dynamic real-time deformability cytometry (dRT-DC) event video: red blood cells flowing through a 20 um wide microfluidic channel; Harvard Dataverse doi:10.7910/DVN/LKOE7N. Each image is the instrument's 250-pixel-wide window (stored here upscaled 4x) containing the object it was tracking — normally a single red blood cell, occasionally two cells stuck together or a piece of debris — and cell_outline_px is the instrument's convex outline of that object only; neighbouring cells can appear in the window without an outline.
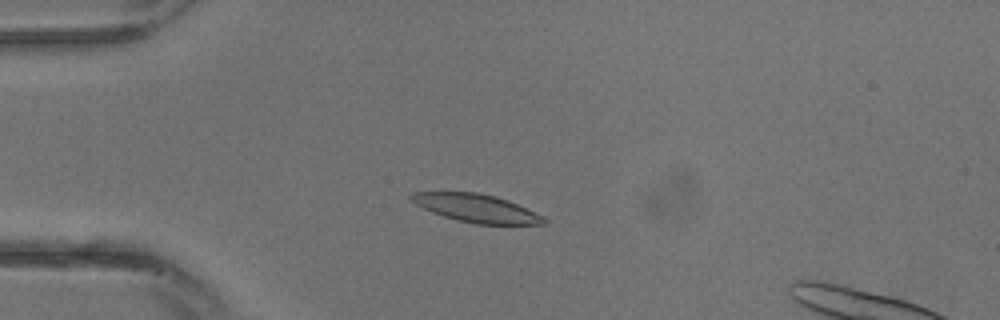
{"species": "common noctule bat (a hibernating species)", "species_latin": "Nyctalus noctula", "temperature_condition": "warm", "stored_images_in_passage": 29, "camera_frame_rate_fps": 3000, "um_per_image_px": 0.085, "animal": {"sex": "male", "body_mass_g": 13.3}, "frame": {"image": 1, "passage_image": 6, "time_ms": 1.667, "image_size_px": [1000, 320], "cell_outline_px": [[548, 224], [476, 224], [456, 220], [432, 212], [416, 204], [408, 196], [412, 192], [476, 192], [496, 196], [508, 200], [544, 216], [548, 220]], "centroid_in_image_um": [40.52, 17.7], "position_along_channel_um": 44.5, "area_um2": 21.68}}
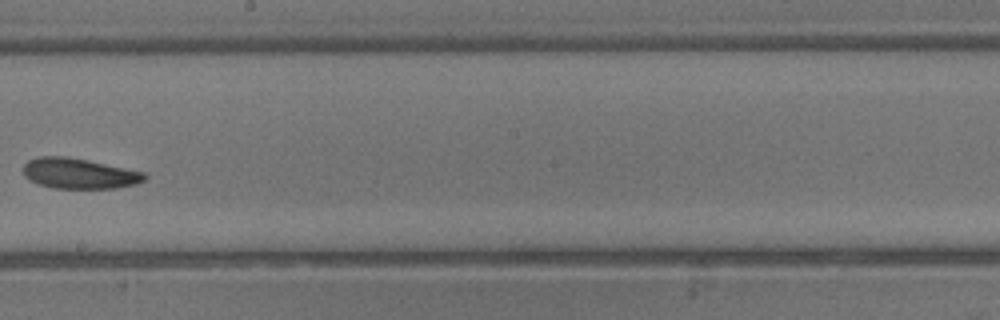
{"frame": {"image": 2, "passage_image": 16, "time_ms": 5.0, "image_size_px": [1000, 320], "cell_outline_px": [[148, 176], [144, 180], [136, 184], [116, 188], [52, 188], [28, 180], [24, 176], [24, 164], [28, 160], [40, 156], [68, 156], [88, 160], [144, 172]], "centroid_in_image_um": [6.72, 14.74], "position_along_channel_um": 241.5, "area_um2": 21.56}}
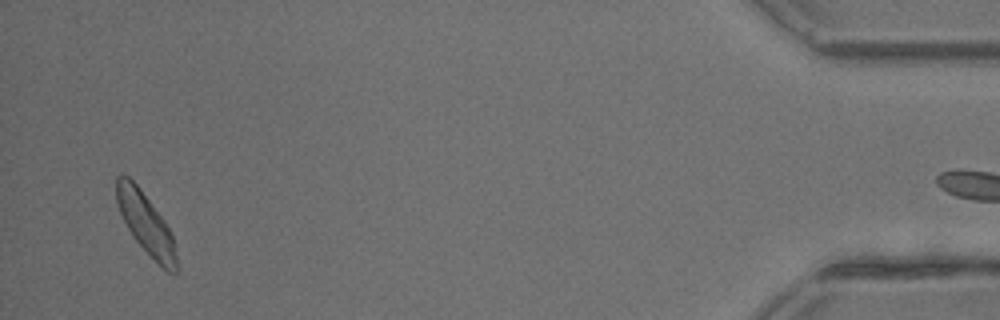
{"frame": {"image": 3, "passage_image": 28, "time_ms": 9.0, "image_size_px": [1000, 320], "cell_outline_px": [[180, 272], [168, 272], [132, 236], [120, 212], [116, 200], [116, 176], [128, 176], [140, 188], [164, 220], [172, 236]], "centroid_in_image_um": [12.4, 18.99], "position_along_channel_um": 422.8, "area_um2": 20.75}}